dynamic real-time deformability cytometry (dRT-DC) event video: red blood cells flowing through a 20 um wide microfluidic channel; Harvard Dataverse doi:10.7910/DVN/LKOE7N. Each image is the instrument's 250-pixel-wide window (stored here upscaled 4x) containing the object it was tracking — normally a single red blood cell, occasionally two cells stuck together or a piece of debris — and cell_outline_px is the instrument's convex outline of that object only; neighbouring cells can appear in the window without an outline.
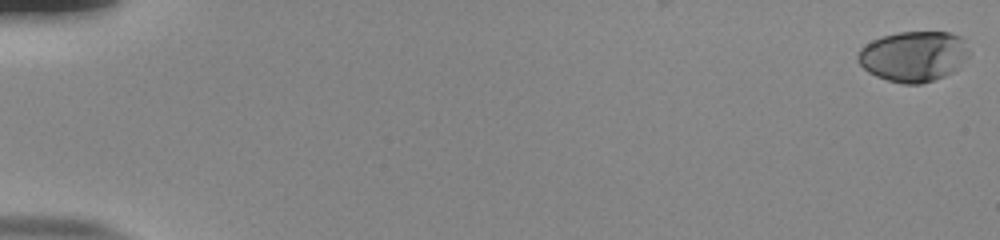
{"species": "human", "species_latin": "Homo sapiens", "temperature_condition": "room temperature", "stored_images_in_passage": 14, "camera_frame_rate_fps": 3000, "um_per_image_px": 0.085, "donor": {"sex": "male"}, "frame": {"image": 1, "passage_image": 1, "time_ms": 0.0, "image_size_px": [1000, 240], "cell_outline_px": [[972, 52], [960, 68], [944, 76], [920, 84], [904, 84], [888, 80], [876, 76], [868, 72], [856, 60], [856, 56], [860, 48], [872, 40], [884, 36], [900, 32], [948, 32], [960, 36]], "centroid_in_image_um": [77.68, 4.79], "position_along_channel_um": 7.3, "area_um2": 32.95}}